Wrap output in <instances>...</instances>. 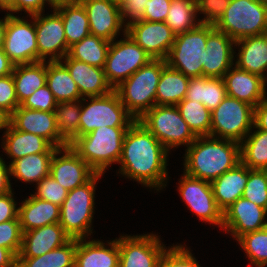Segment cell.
<instances>
[{
    "mask_svg": "<svg viewBox=\"0 0 267 267\" xmlns=\"http://www.w3.org/2000/svg\"><path fill=\"white\" fill-rule=\"evenodd\" d=\"M18 217L22 232L43 227L60 221V206L34 197L22 201Z\"/></svg>",
    "mask_w": 267,
    "mask_h": 267,
    "instance_id": "obj_29",
    "label": "cell"
},
{
    "mask_svg": "<svg viewBox=\"0 0 267 267\" xmlns=\"http://www.w3.org/2000/svg\"><path fill=\"white\" fill-rule=\"evenodd\" d=\"M179 180V194L183 201L186 202L187 207L201 221L218 225L222 228L223 212L214 198L211 183L186 173Z\"/></svg>",
    "mask_w": 267,
    "mask_h": 267,
    "instance_id": "obj_13",
    "label": "cell"
},
{
    "mask_svg": "<svg viewBox=\"0 0 267 267\" xmlns=\"http://www.w3.org/2000/svg\"><path fill=\"white\" fill-rule=\"evenodd\" d=\"M168 150L138 120L127 130L119 174L159 191L167 184ZM166 183V184H165Z\"/></svg>",
    "mask_w": 267,
    "mask_h": 267,
    "instance_id": "obj_1",
    "label": "cell"
},
{
    "mask_svg": "<svg viewBox=\"0 0 267 267\" xmlns=\"http://www.w3.org/2000/svg\"><path fill=\"white\" fill-rule=\"evenodd\" d=\"M197 14H204L203 19H198L200 24L215 25L224 15L229 0H195Z\"/></svg>",
    "mask_w": 267,
    "mask_h": 267,
    "instance_id": "obj_47",
    "label": "cell"
},
{
    "mask_svg": "<svg viewBox=\"0 0 267 267\" xmlns=\"http://www.w3.org/2000/svg\"><path fill=\"white\" fill-rule=\"evenodd\" d=\"M190 77L166 65L156 88V105L176 106L186 97Z\"/></svg>",
    "mask_w": 267,
    "mask_h": 267,
    "instance_id": "obj_33",
    "label": "cell"
},
{
    "mask_svg": "<svg viewBox=\"0 0 267 267\" xmlns=\"http://www.w3.org/2000/svg\"><path fill=\"white\" fill-rule=\"evenodd\" d=\"M126 33L152 58L166 60L176 34L165 22L143 20L126 29Z\"/></svg>",
    "mask_w": 267,
    "mask_h": 267,
    "instance_id": "obj_17",
    "label": "cell"
},
{
    "mask_svg": "<svg viewBox=\"0 0 267 267\" xmlns=\"http://www.w3.org/2000/svg\"><path fill=\"white\" fill-rule=\"evenodd\" d=\"M106 244L76 239L74 267H119V238Z\"/></svg>",
    "mask_w": 267,
    "mask_h": 267,
    "instance_id": "obj_25",
    "label": "cell"
},
{
    "mask_svg": "<svg viewBox=\"0 0 267 267\" xmlns=\"http://www.w3.org/2000/svg\"><path fill=\"white\" fill-rule=\"evenodd\" d=\"M0 156V195L6 194L12 191L10 182V165H6Z\"/></svg>",
    "mask_w": 267,
    "mask_h": 267,
    "instance_id": "obj_55",
    "label": "cell"
},
{
    "mask_svg": "<svg viewBox=\"0 0 267 267\" xmlns=\"http://www.w3.org/2000/svg\"><path fill=\"white\" fill-rule=\"evenodd\" d=\"M71 237L59 223L23 232L21 249L17 257H37L66 244Z\"/></svg>",
    "mask_w": 267,
    "mask_h": 267,
    "instance_id": "obj_24",
    "label": "cell"
},
{
    "mask_svg": "<svg viewBox=\"0 0 267 267\" xmlns=\"http://www.w3.org/2000/svg\"><path fill=\"white\" fill-rule=\"evenodd\" d=\"M157 267H200V265L189 248L180 244L166 248Z\"/></svg>",
    "mask_w": 267,
    "mask_h": 267,
    "instance_id": "obj_44",
    "label": "cell"
},
{
    "mask_svg": "<svg viewBox=\"0 0 267 267\" xmlns=\"http://www.w3.org/2000/svg\"><path fill=\"white\" fill-rule=\"evenodd\" d=\"M56 11L61 15L69 48L90 34L87 13L82 4L62 7Z\"/></svg>",
    "mask_w": 267,
    "mask_h": 267,
    "instance_id": "obj_38",
    "label": "cell"
},
{
    "mask_svg": "<svg viewBox=\"0 0 267 267\" xmlns=\"http://www.w3.org/2000/svg\"><path fill=\"white\" fill-rule=\"evenodd\" d=\"M166 246L156 234L119 238V267H157Z\"/></svg>",
    "mask_w": 267,
    "mask_h": 267,
    "instance_id": "obj_15",
    "label": "cell"
},
{
    "mask_svg": "<svg viewBox=\"0 0 267 267\" xmlns=\"http://www.w3.org/2000/svg\"><path fill=\"white\" fill-rule=\"evenodd\" d=\"M214 26L235 42L267 34V5L257 0H229L224 15Z\"/></svg>",
    "mask_w": 267,
    "mask_h": 267,
    "instance_id": "obj_6",
    "label": "cell"
},
{
    "mask_svg": "<svg viewBox=\"0 0 267 267\" xmlns=\"http://www.w3.org/2000/svg\"><path fill=\"white\" fill-rule=\"evenodd\" d=\"M9 123L19 131L43 137L53 147L68 145L58 133L54 111L31 110L19 105L9 116Z\"/></svg>",
    "mask_w": 267,
    "mask_h": 267,
    "instance_id": "obj_19",
    "label": "cell"
},
{
    "mask_svg": "<svg viewBox=\"0 0 267 267\" xmlns=\"http://www.w3.org/2000/svg\"><path fill=\"white\" fill-rule=\"evenodd\" d=\"M13 80L19 104L37 89L46 85L47 61L31 64H17L13 69Z\"/></svg>",
    "mask_w": 267,
    "mask_h": 267,
    "instance_id": "obj_30",
    "label": "cell"
},
{
    "mask_svg": "<svg viewBox=\"0 0 267 267\" xmlns=\"http://www.w3.org/2000/svg\"><path fill=\"white\" fill-rule=\"evenodd\" d=\"M33 22H28L9 14L3 50L8 58L15 64H31L38 62V45L33 15L29 16Z\"/></svg>",
    "mask_w": 267,
    "mask_h": 267,
    "instance_id": "obj_12",
    "label": "cell"
},
{
    "mask_svg": "<svg viewBox=\"0 0 267 267\" xmlns=\"http://www.w3.org/2000/svg\"><path fill=\"white\" fill-rule=\"evenodd\" d=\"M267 132V97L254 108V126Z\"/></svg>",
    "mask_w": 267,
    "mask_h": 267,
    "instance_id": "obj_54",
    "label": "cell"
},
{
    "mask_svg": "<svg viewBox=\"0 0 267 267\" xmlns=\"http://www.w3.org/2000/svg\"><path fill=\"white\" fill-rule=\"evenodd\" d=\"M240 157L249 169L267 170V132L260 129L249 132L240 143Z\"/></svg>",
    "mask_w": 267,
    "mask_h": 267,
    "instance_id": "obj_36",
    "label": "cell"
},
{
    "mask_svg": "<svg viewBox=\"0 0 267 267\" xmlns=\"http://www.w3.org/2000/svg\"><path fill=\"white\" fill-rule=\"evenodd\" d=\"M46 84L57 103L82 99L76 82L61 61L47 60Z\"/></svg>",
    "mask_w": 267,
    "mask_h": 267,
    "instance_id": "obj_32",
    "label": "cell"
},
{
    "mask_svg": "<svg viewBox=\"0 0 267 267\" xmlns=\"http://www.w3.org/2000/svg\"><path fill=\"white\" fill-rule=\"evenodd\" d=\"M13 195L12 191L0 195V223L19 219V207H16L18 204L15 202Z\"/></svg>",
    "mask_w": 267,
    "mask_h": 267,
    "instance_id": "obj_53",
    "label": "cell"
},
{
    "mask_svg": "<svg viewBox=\"0 0 267 267\" xmlns=\"http://www.w3.org/2000/svg\"><path fill=\"white\" fill-rule=\"evenodd\" d=\"M143 20L150 22H165L171 0H147Z\"/></svg>",
    "mask_w": 267,
    "mask_h": 267,
    "instance_id": "obj_51",
    "label": "cell"
},
{
    "mask_svg": "<svg viewBox=\"0 0 267 267\" xmlns=\"http://www.w3.org/2000/svg\"><path fill=\"white\" fill-rule=\"evenodd\" d=\"M233 45L235 41L216 28L207 36L203 76L223 78L225 73L234 65Z\"/></svg>",
    "mask_w": 267,
    "mask_h": 267,
    "instance_id": "obj_22",
    "label": "cell"
},
{
    "mask_svg": "<svg viewBox=\"0 0 267 267\" xmlns=\"http://www.w3.org/2000/svg\"><path fill=\"white\" fill-rule=\"evenodd\" d=\"M15 64L4 53L3 48H0V77H4L13 73Z\"/></svg>",
    "mask_w": 267,
    "mask_h": 267,
    "instance_id": "obj_57",
    "label": "cell"
},
{
    "mask_svg": "<svg viewBox=\"0 0 267 267\" xmlns=\"http://www.w3.org/2000/svg\"><path fill=\"white\" fill-rule=\"evenodd\" d=\"M266 216L265 208L241 197L223 212L222 229L238 240L246 233L267 227Z\"/></svg>",
    "mask_w": 267,
    "mask_h": 267,
    "instance_id": "obj_18",
    "label": "cell"
},
{
    "mask_svg": "<svg viewBox=\"0 0 267 267\" xmlns=\"http://www.w3.org/2000/svg\"><path fill=\"white\" fill-rule=\"evenodd\" d=\"M85 106L83 103L87 102ZM81 99L78 137L87 135L102 127H130L136 120L121 103L118 93L113 90L107 95Z\"/></svg>",
    "mask_w": 267,
    "mask_h": 267,
    "instance_id": "obj_8",
    "label": "cell"
},
{
    "mask_svg": "<svg viewBox=\"0 0 267 267\" xmlns=\"http://www.w3.org/2000/svg\"><path fill=\"white\" fill-rule=\"evenodd\" d=\"M253 126L254 107L236 98L226 95L211 112L210 136L241 143Z\"/></svg>",
    "mask_w": 267,
    "mask_h": 267,
    "instance_id": "obj_10",
    "label": "cell"
},
{
    "mask_svg": "<svg viewBox=\"0 0 267 267\" xmlns=\"http://www.w3.org/2000/svg\"><path fill=\"white\" fill-rule=\"evenodd\" d=\"M235 46L240 49L234 64L267 81V34L240 39L235 42Z\"/></svg>",
    "mask_w": 267,
    "mask_h": 267,
    "instance_id": "obj_28",
    "label": "cell"
},
{
    "mask_svg": "<svg viewBox=\"0 0 267 267\" xmlns=\"http://www.w3.org/2000/svg\"><path fill=\"white\" fill-rule=\"evenodd\" d=\"M62 60L82 98L104 96L114 90L107 81L104 68L75 60L68 54Z\"/></svg>",
    "mask_w": 267,
    "mask_h": 267,
    "instance_id": "obj_23",
    "label": "cell"
},
{
    "mask_svg": "<svg viewBox=\"0 0 267 267\" xmlns=\"http://www.w3.org/2000/svg\"><path fill=\"white\" fill-rule=\"evenodd\" d=\"M124 37L117 42L113 40L107 52L104 72L113 89L152 60L126 32Z\"/></svg>",
    "mask_w": 267,
    "mask_h": 267,
    "instance_id": "obj_11",
    "label": "cell"
},
{
    "mask_svg": "<svg viewBox=\"0 0 267 267\" xmlns=\"http://www.w3.org/2000/svg\"><path fill=\"white\" fill-rule=\"evenodd\" d=\"M110 43L101 37L89 34L71 46L68 55L75 60L104 68Z\"/></svg>",
    "mask_w": 267,
    "mask_h": 267,
    "instance_id": "obj_35",
    "label": "cell"
},
{
    "mask_svg": "<svg viewBox=\"0 0 267 267\" xmlns=\"http://www.w3.org/2000/svg\"><path fill=\"white\" fill-rule=\"evenodd\" d=\"M112 3L118 5L119 7L122 5L125 0H110Z\"/></svg>",
    "mask_w": 267,
    "mask_h": 267,
    "instance_id": "obj_62",
    "label": "cell"
},
{
    "mask_svg": "<svg viewBox=\"0 0 267 267\" xmlns=\"http://www.w3.org/2000/svg\"><path fill=\"white\" fill-rule=\"evenodd\" d=\"M11 2L12 0H0V8L5 9Z\"/></svg>",
    "mask_w": 267,
    "mask_h": 267,
    "instance_id": "obj_61",
    "label": "cell"
},
{
    "mask_svg": "<svg viewBox=\"0 0 267 267\" xmlns=\"http://www.w3.org/2000/svg\"><path fill=\"white\" fill-rule=\"evenodd\" d=\"M9 124V116L0 109V129H6Z\"/></svg>",
    "mask_w": 267,
    "mask_h": 267,
    "instance_id": "obj_60",
    "label": "cell"
},
{
    "mask_svg": "<svg viewBox=\"0 0 267 267\" xmlns=\"http://www.w3.org/2000/svg\"><path fill=\"white\" fill-rule=\"evenodd\" d=\"M48 0H12V2L2 10L8 11L9 14L19 13L22 10L29 16L40 14L44 12V6ZM11 12V13H10Z\"/></svg>",
    "mask_w": 267,
    "mask_h": 267,
    "instance_id": "obj_52",
    "label": "cell"
},
{
    "mask_svg": "<svg viewBox=\"0 0 267 267\" xmlns=\"http://www.w3.org/2000/svg\"><path fill=\"white\" fill-rule=\"evenodd\" d=\"M34 197L61 206L68 195V190L61 186L52 176L48 175L37 184Z\"/></svg>",
    "mask_w": 267,
    "mask_h": 267,
    "instance_id": "obj_45",
    "label": "cell"
},
{
    "mask_svg": "<svg viewBox=\"0 0 267 267\" xmlns=\"http://www.w3.org/2000/svg\"><path fill=\"white\" fill-rule=\"evenodd\" d=\"M176 106L196 137L210 136L211 111L203 103L184 98Z\"/></svg>",
    "mask_w": 267,
    "mask_h": 267,
    "instance_id": "obj_41",
    "label": "cell"
},
{
    "mask_svg": "<svg viewBox=\"0 0 267 267\" xmlns=\"http://www.w3.org/2000/svg\"><path fill=\"white\" fill-rule=\"evenodd\" d=\"M237 242L242 247L251 264L267 266V227L242 235Z\"/></svg>",
    "mask_w": 267,
    "mask_h": 267,
    "instance_id": "obj_42",
    "label": "cell"
},
{
    "mask_svg": "<svg viewBox=\"0 0 267 267\" xmlns=\"http://www.w3.org/2000/svg\"><path fill=\"white\" fill-rule=\"evenodd\" d=\"M23 232L19 219L0 223V246L11 250L18 256L22 244Z\"/></svg>",
    "mask_w": 267,
    "mask_h": 267,
    "instance_id": "obj_46",
    "label": "cell"
},
{
    "mask_svg": "<svg viewBox=\"0 0 267 267\" xmlns=\"http://www.w3.org/2000/svg\"><path fill=\"white\" fill-rule=\"evenodd\" d=\"M196 15L195 0H171L165 23L178 35L193 30L200 24Z\"/></svg>",
    "mask_w": 267,
    "mask_h": 267,
    "instance_id": "obj_40",
    "label": "cell"
},
{
    "mask_svg": "<svg viewBox=\"0 0 267 267\" xmlns=\"http://www.w3.org/2000/svg\"><path fill=\"white\" fill-rule=\"evenodd\" d=\"M95 174L96 172L70 145L55 150L50 165V176L66 190L71 191L87 183Z\"/></svg>",
    "mask_w": 267,
    "mask_h": 267,
    "instance_id": "obj_16",
    "label": "cell"
},
{
    "mask_svg": "<svg viewBox=\"0 0 267 267\" xmlns=\"http://www.w3.org/2000/svg\"><path fill=\"white\" fill-rule=\"evenodd\" d=\"M43 13L33 15L38 45V62L61 61L69 52L61 15L53 13L45 16Z\"/></svg>",
    "mask_w": 267,
    "mask_h": 267,
    "instance_id": "obj_14",
    "label": "cell"
},
{
    "mask_svg": "<svg viewBox=\"0 0 267 267\" xmlns=\"http://www.w3.org/2000/svg\"><path fill=\"white\" fill-rule=\"evenodd\" d=\"M257 1L267 5V0H257Z\"/></svg>",
    "mask_w": 267,
    "mask_h": 267,
    "instance_id": "obj_63",
    "label": "cell"
},
{
    "mask_svg": "<svg viewBox=\"0 0 267 267\" xmlns=\"http://www.w3.org/2000/svg\"><path fill=\"white\" fill-rule=\"evenodd\" d=\"M54 153L29 154L14 160L10 165V174L17 180L38 184L50 175V165Z\"/></svg>",
    "mask_w": 267,
    "mask_h": 267,
    "instance_id": "obj_34",
    "label": "cell"
},
{
    "mask_svg": "<svg viewBox=\"0 0 267 267\" xmlns=\"http://www.w3.org/2000/svg\"><path fill=\"white\" fill-rule=\"evenodd\" d=\"M128 128L99 127L70 146L96 173L103 174L112 163H119Z\"/></svg>",
    "mask_w": 267,
    "mask_h": 267,
    "instance_id": "obj_3",
    "label": "cell"
},
{
    "mask_svg": "<svg viewBox=\"0 0 267 267\" xmlns=\"http://www.w3.org/2000/svg\"><path fill=\"white\" fill-rule=\"evenodd\" d=\"M22 107L39 110V111H55L57 102L53 93L46 85L37 89L30 97L26 98L21 104Z\"/></svg>",
    "mask_w": 267,
    "mask_h": 267,
    "instance_id": "obj_48",
    "label": "cell"
},
{
    "mask_svg": "<svg viewBox=\"0 0 267 267\" xmlns=\"http://www.w3.org/2000/svg\"><path fill=\"white\" fill-rule=\"evenodd\" d=\"M87 13L90 34L101 37L109 42L116 40L122 29L120 7L110 0H82Z\"/></svg>",
    "mask_w": 267,
    "mask_h": 267,
    "instance_id": "obj_20",
    "label": "cell"
},
{
    "mask_svg": "<svg viewBox=\"0 0 267 267\" xmlns=\"http://www.w3.org/2000/svg\"><path fill=\"white\" fill-rule=\"evenodd\" d=\"M53 10H58L66 6H74L82 3V0H48Z\"/></svg>",
    "mask_w": 267,
    "mask_h": 267,
    "instance_id": "obj_58",
    "label": "cell"
},
{
    "mask_svg": "<svg viewBox=\"0 0 267 267\" xmlns=\"http://www.w3.org/2000/svg\"><path fill=\"white\" fill-rule=\"evenodd\" d=\"M226 95V88L222 78L203 76L190 78L185 99L203 103L212 112Z\"/></svg>",
    "mask_w": 267,
    "mask_h": 267,
    "instance_id": "obj_31",
    "label": "cell"
},
{
    "mask_svg": "<svg viewBox=\"0 0 267 267\" xmlns=\"http://www.w3.org/2000/svg\"><path fill=\"white\" fill-rule=\"evenodd\" d=\"M233 66L222 78L227 96L236 98L255 108L266 98V80L260 75L240 69L236 65Z\"/></svg>",
    "mask_w": 267,
    "mask_h": 267,
    "instance_id": "obj_21",
    "label": "cell"
},
{
    "mask_svg": "<svg viewBox=\"0 0 267 267\" xmlns=\"http://www.w3.org/2000/svg\"><path fill=\"white\" fill-rule=\"evenodd\" d=\"M3 136V152L11 158L10 164L19 158L36 153H54L57 149L46 139L36 134L15 129L10 123Z\"/></svg>",
    "mask_w": 267,
    "mask_h": 267,
    "instance_id": "obj_26",
    "label": "cell"
},
{
    "mask_svg": "<svg viewBox=\"0 0 267 267\" xmlns=\"http://www.w3.org/2000/svg\"><path fill=\"white\" fill-rule=\"evenodd\" d=\"M19 105L12 74L0 77V109L10 116Z\"/></svg>",
    "mask_w": 267,
    "mask_h": 267,
    "instance_id": "obj_49",
    "label": "cell"
},
{
    "mask_svg": "<svg viewBox=\"0 0 267 267\" xmlns=\"http://www.w3.org/2000/svg\"><path fill=\"white\" fill-rule=\"evenodd\" d=\"M214 29L213 24H199L193 30L176 35L166 58L167 65L190 78L203 77L207 36Z\"/></svg>",
    "mask_w": 267,
    "mask_h": 267,
    "instance_id": "obj_7",
    "label": "cell"
},
{
    "mask_svg": "<svg viewBox=\"0 0 267 267\" xmlns=\"http://www.w3.org/2000/svg\"><path fill=\"white\" fill-rule=\"evenodd\" d=\"M248 181V167L241 162L211 182L214 198L224 212L244 193Z\"/></svg>",
    "mask_w": 267,
    "mask_h": 267,
    "instance_id": "obj_27",
    "label": "cell"
},
{
    "mask_svg": "<svg viewBox=\"0 0 267 267\" xmlns=\"http://www.w3.org/2000/svg\"><path fill=\"white\" fill-rule=\"evenodd\" d=\"M243 198L267 210V170L249 169Z\"/></svg>",
    "mask_w": 267,
    "mask_h": 267,
    "instance_id": "obj_43",
    "label": "cell"
},
{
    "mask_svg": "<svg viewBox=\"0 0 267 267\" xmlns=\"http://www.w3.org/2000/svg\"><path fill=\"white\" fill-rule=\"evenodd\" d=\"M166 65V60L152 59L114 89L135 120L156 105V88Z\"/></svg>",
    "mask_w": 267,
    "mask_h": 267,
    "instance_id": "obj_4",
    "label": "cell"
},
{
    "mask_svg": "<svg viewBox=\"0 0 267 267\" xmlns=\"http://www.w3.org/2000/svg\"><path fill=\"white\" fill-rule=\"evenodd\" d=\"M0 267H17V256L11 250L1 246Z\"/></svg>",
    "mask_w": 267,
    "mask_h": 267,
    "instance_id": "obj_56",
    "label": "cell"
},
{
    "mask_svg": "<svg viewBox=\"0 0 267 267\" xmlns=\"http://www.w3.org/2000/svg\"><path fill=\"white\" fill-rule=\"evenodd\" d=\"M8 17H9V14L7 13V15L4 16L3 19H0V48H2L4 44L5 29L7 26Z\"/></svg>",
    "mask_w": 267,
    "mask_h": 267,
    "instance_id": "obj_59",
    "label": "cell"
},
{
    "mask_svg": "<svg viewBox=\"0 0 267 267\" xmlns=\"http://www.w3.org/2000/svg\"><path fill=\"white\" fill-rule=\"evenodd\" d=\"M168 150L189 146L196 136L181 117L177 106L155 105L138 119Z\"/></svg>",
    "mask_w": 267,
    "mask_h": 267,
    "instance_id": "obj_9",
    "label": "cell"
},
{
    "mask_svg": "<svg viewBox=\"0 0 267 267\" xmlns=\"http://www.w3.org/2000/svg\"><path fill=\"white\" fill-rule=\"evenodd\" d=\"M54 113L60 137L71 145L78 138L81 100L57 103Z\"/></svg>",
    "mask_w": 267,
    "mask_h": 267,
    "instance_id": "obj_39",
    "label": "cell"
},
{
    "mask_svg": "<svg viewBox=\"0 0 267 267\" xmlns=\"http://www.w3.org/2000/svg\"><path fill=\"white\" fill-rule=\"evenodd\" d=\"M184 173L212 182L241 162L240 143L213 136H200L187 147Z\"/></svg>",
    "mask_w": 267,
    "mask_h": 267,
    "instance_id": "obj_2",
    "label": "cell"
},
{
    "mask_svg": "<svg viewBox=\"0 0 267 267\" xmlns=\"http://www.w3.org/2000/svg\"><path fill=\"white\" fill-rule=\"evenodd\" d=\"M147 0H125L120 6V17L124 29L143 21ZM128 18V21L126 22ZM130 20V21H129ZM126 22V23H125Z\"/></svg>",
    "mask_w": 267,
    "mask_h": 267,
    "instance_id": "obj_50",
    "label": "cell"
},
{
    "mask_svg": "<svg viewBox=\"0 0 267 267\" xmlns=\"http://www.w3.org/2000/svg\"><path fill=\"white\" fill-rule=\"evenodd\" d=\"M102 175L96 173L87 183L68 191L60 206L59 224L73 239H85L92 233L95 187Z\"/></svg>",
    "mask_w": 267,
    "mask_h": 267,
    "instance_id": "obj_5",
    "label": "cell"
},
{
    "mask_svg": "<svg viewBox=\"0 0 267 267\" xmlns=\"http://www.w3.org/2000/svg\"><path fill=\"white\" fill-rule=\"evenodd\" d=\"M76 239L37 257H17V267H74Z\"/></svg>",
    "mask_w": 267,
    "mask_h": 267,
    "instance_id": "obj_37",
    "label": "cell"
}]
</instances>
